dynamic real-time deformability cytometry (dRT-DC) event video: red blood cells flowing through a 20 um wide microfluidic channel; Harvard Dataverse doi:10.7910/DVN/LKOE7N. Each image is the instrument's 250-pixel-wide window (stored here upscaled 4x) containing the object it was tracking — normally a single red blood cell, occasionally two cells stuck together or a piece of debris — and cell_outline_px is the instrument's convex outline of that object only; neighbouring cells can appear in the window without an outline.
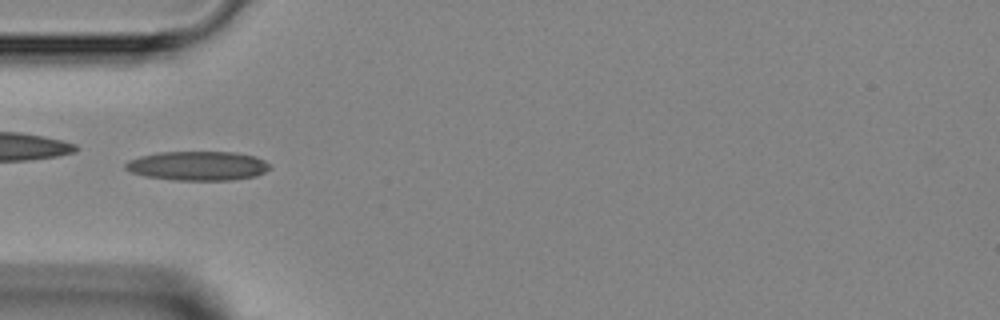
{"species": "Egyptian fruit bat (a non-hibernating species)", "species_latin": "Rousettus aegyptiacus", "temperature_condition": "room temperature", "stored_images_in_passage": 46, "camera_frame_rate_fps": 3000, "um_per_image_px": 0.085, "animal": {"sex": "female"}, "frame": {"image": 1, "passage_image": 14, "time_ms": 4.333, "image_size_px": [1000, 320], "cell_outline_px": [[272, 168], [256, 176], [228, 180], [172, 180], [144, 176], [132, 172], [124, 168], [124, 164], [128, 160], [140, 156], [160, 152], [236, 152], [256, 156], [272, 164]], "centroid_in_image_um": [16.83, 14.09], "position_along_channel_um": 68.2, "area_um2": 24.8}}
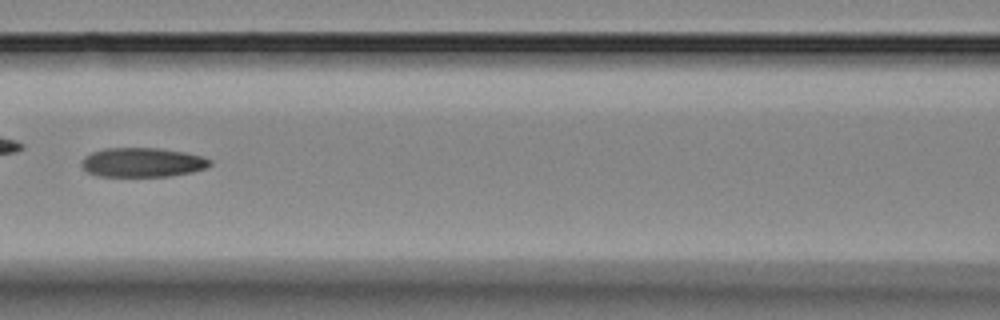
{"frame": {"image": 2, "passage_image": 20, "time_ms": 6.333, "image_size_px": [1000, 320], "cell_outline_px": [[212, 164], [208, 168], [192, 172], [168, 176], [100, 176], [88, 172], [80, 164], [84, 156], [92, 152], [104, 148], [160, 148], [184, 152], [204, 156], [212, 160]], "centroid_in_image_um": [12.14, 13.79], "position_along_channel_um": 154.5, "area_um2": 22.08}}
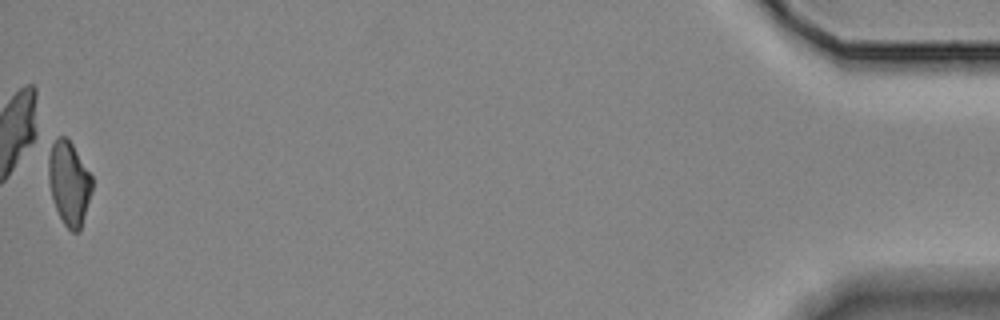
{"frame": {"image": 3, "passage_image": 46, "time_ms": 15.0, "image_size_px": [1000, 320], "cell_outline_px": [[92, 192], [80, 232], [72, 232], [64, 224], [52, 200], [48, 180], [48, 156], [52, 140], [60, 136], [64, 136], [72, 144], [92, 176]], "centroid_in_image_um": [5.86, 15.57], "position_along_channel_um": 429.3, "area_um2": 21.44}}